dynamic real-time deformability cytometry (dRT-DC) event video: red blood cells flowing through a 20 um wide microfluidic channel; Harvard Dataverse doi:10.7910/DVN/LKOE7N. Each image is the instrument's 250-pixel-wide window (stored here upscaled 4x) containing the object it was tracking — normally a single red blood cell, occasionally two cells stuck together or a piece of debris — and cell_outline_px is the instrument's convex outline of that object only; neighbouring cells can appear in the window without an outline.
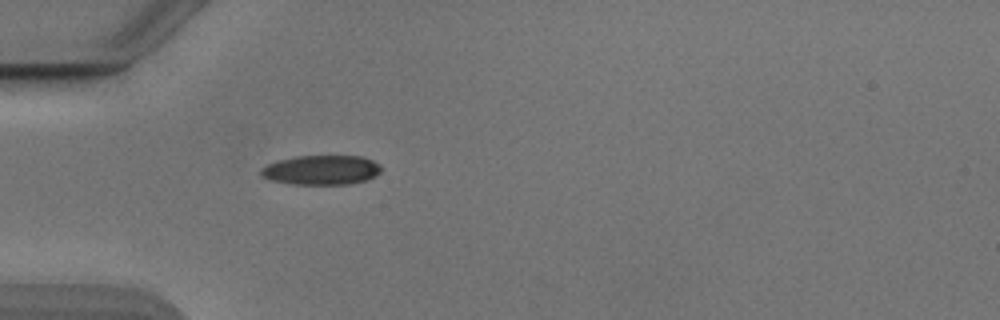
{"species": "Egyptian fruit bat (a non-hibernating species)", "species_latin": "Rousettus aegyptiacus", "temperature_condition": "cold", "stored_images_in_passage": 38, "camera_frame_rate_fps": 3000, "um_per_image_px": 0.085, "animal": {"sex": "male"}, "frame": {"image": 1, "passage_image": 1, "time_ms": 0.0, "image_size_px": [1000, 320], "cell_outline_px": [[384, 168], [376, 176], [364, 180], [348, 184], [292, 184], [272, 180], [264, 176], [260, 172], [268, 164], [280, 160], [296, 156], [364, 156], [380, 164]], "centroid_in_image_um": [27.4, 14.44], "position_along_channel_um": 57.6, "area_um2": 20.52}}
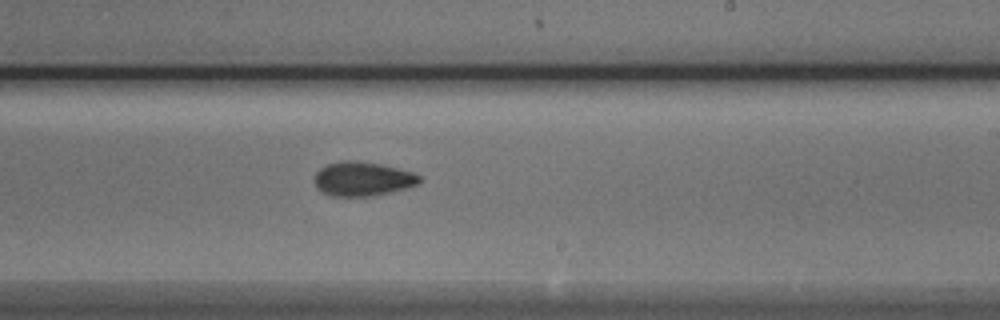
{"frame": {"image": 2, "passage_image": 17, "time_ms": 5.333, "image_size_px": [1000, 320], "cell_outline_px": [[420, 184], [408, 188], [376, 196], [332, 196], [320, 192], [316, 188], [316, 172], [320, 168], [328, 164], [340, 160], [356, 160], [384, 164], [412, 172], [420, 176]], "centroid_in_image_um": [30.84, 15.2], "position_along_channel_um": 258.2, "area_um2": 21.27}}
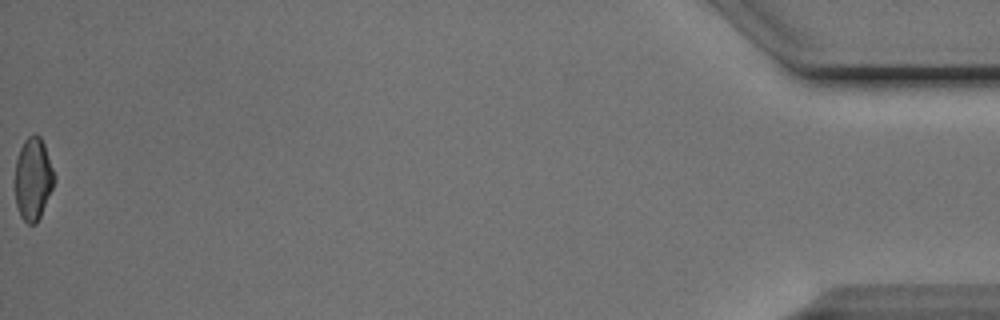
{"frame": {"image": 3, "passage_image": 38, "time_ms": 12.333, "image_size_px": [1000, 320], "cell_outline_px": [[56, 180], [40, 216], [36, 224], [28, 224], [20, 216], [16, 204], [16, 160], [20, 148], [24, 140], [28, 136], [40, 136], [44, 144], [56, 176]], "centroid_in_image_um": [2.83, 15.21], "position_along_channel_um": 432.4, "area_um2": 18.67}, "authors_computed_cell_mechanics": {"area_um2": 20.1144, "velocity_mm_per_s": 3.8988, "shape_relaxation_time_tau1_ms": 3.6211, "shape_relaxation_time_tau2_ms": 9.3004, "deformation_change_tau1": 0.1233, "deformation_change_tau2": 0.1534}}